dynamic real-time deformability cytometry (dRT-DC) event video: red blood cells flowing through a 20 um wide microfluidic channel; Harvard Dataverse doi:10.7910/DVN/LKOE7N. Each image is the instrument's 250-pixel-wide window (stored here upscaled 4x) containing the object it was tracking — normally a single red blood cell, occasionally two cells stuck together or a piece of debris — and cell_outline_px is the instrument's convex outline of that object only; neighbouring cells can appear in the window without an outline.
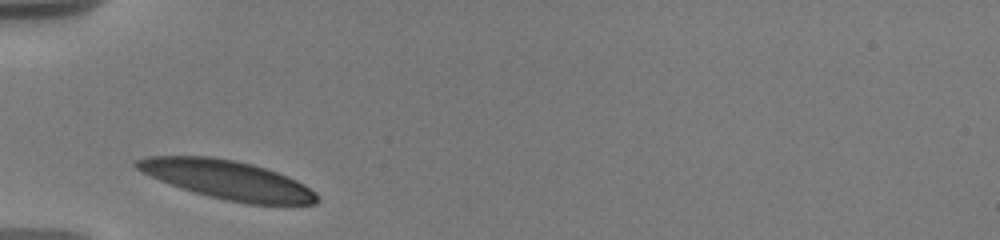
{"species": "human", "species_latin": "Homo sapiens", "temperature_condition": "warm", "stored_images_in_passage": 8, "camera_frame_rate_fps": 3000, "um_per_image_px": 0.085, "donor": {"sex": "male"}, "frame": {"image": 1, "passage_image": 1, "time_ms": 0.0, "image_size_px": [1000, 240], "cell_outline_px": [[320, 200], [316, 204], [248, 204], [208, 196], [160, 180], [136, 168], [132, 164], [136, 160], [148, 156], [208, 156], [236, 160], [252, 164], [288, 176], [304, 184], [316, 192], [320, 196]], "centroid_in_image_um": [19.39, 15.28], "position_along_channel_um": 65.6, "area_um2": 40.4}}
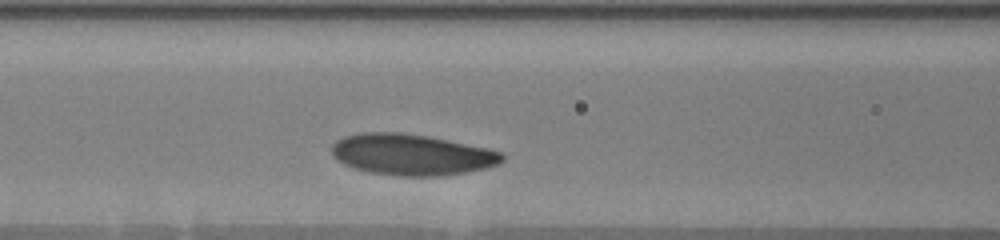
{"frame": {"image": 2, "passage_image": 6, "time_ms": 2.0, "image_size_px": [1000, 240], "cell_outline_px": [[504, 160], [500, 164], [468, 172], [444, 176], [400, 176], [368, 172], [344, 164], [332, 156], [332, 144], [336, 140], [344, 136], [360, 132], [404, 132], [428, 136], [488, 148], [500, 152], [504, 156]], "centroid_in_image_um": [34.99, 13.14], "position_along_channel_um": 131.6, "area_um2": 41.1}}
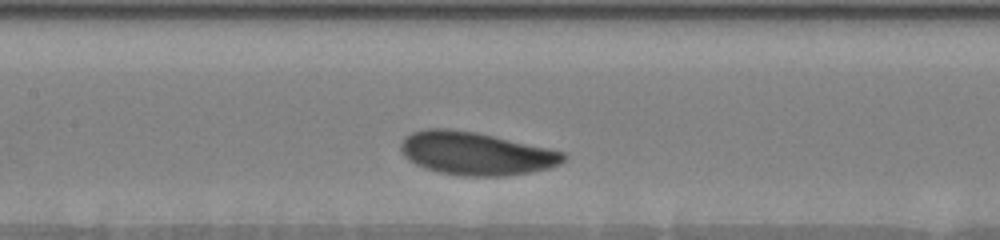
{"frame": {"image": 3, "passage_image": 8, "time_ms": 3.0, "image_size_px": [1000, 240], "cell_outline_px": [[568, 156], [560, 164], [548, 168], [532, 172], [504, 176], [460, 176], [440, 172], [424, 168], [408, 160], [400, 152], [400, 144], [404, 136], [412, 132], [424, 128], [448, 128], [476, 132], [548, 148], [564, 152]], "centroid_in_image_um": [40.41, 13.04], "position_along_channel_um": 167.0, "area_um2": 41.04}}